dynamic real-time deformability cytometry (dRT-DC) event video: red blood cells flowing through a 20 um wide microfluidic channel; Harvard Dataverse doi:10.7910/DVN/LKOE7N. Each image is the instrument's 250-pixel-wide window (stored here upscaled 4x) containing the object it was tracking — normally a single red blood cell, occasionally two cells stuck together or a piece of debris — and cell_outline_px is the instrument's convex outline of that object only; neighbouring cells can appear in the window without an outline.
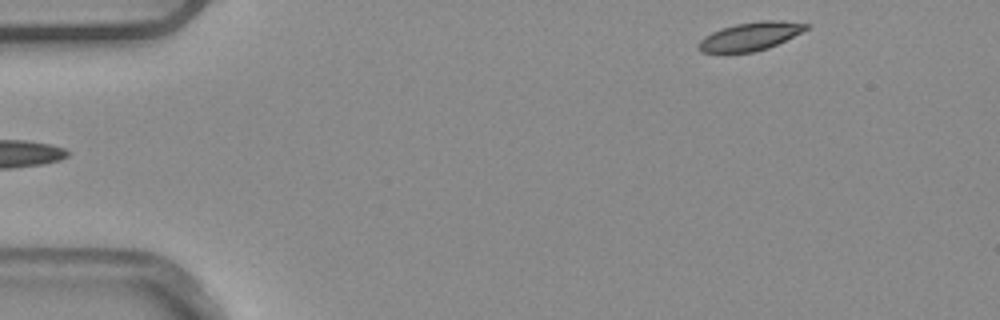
{"species": "common noctule bat (a hibernating species)", "species_latin": "Nyctalus noctula", "temperature_condition": "warm", "stored_images_in_passage": 5, "segment_of_instrument_passage": [2, 2], "camera_frame_rate_fps": 3000, "um_per_image_px": 0.085, "animal": {"sex": "male", "body_mass_g": 20.4}, "frame": {"image": 1, "passage_image": 5, "time_ms": 1.333, "image_size_px": [1000, 320], "cell_outline_px": [[808, 28], [768, 48], [752, 52], [700, 52], [696, 48], [696, 44], [704, 36], [720, 28], [736, 24], [760, 20], [780, 20], [808, 24]], "centroid_in_image_um": [63.7, 3.08], "position_along_channel_um": 21.3, "area_um2": 17.57}}